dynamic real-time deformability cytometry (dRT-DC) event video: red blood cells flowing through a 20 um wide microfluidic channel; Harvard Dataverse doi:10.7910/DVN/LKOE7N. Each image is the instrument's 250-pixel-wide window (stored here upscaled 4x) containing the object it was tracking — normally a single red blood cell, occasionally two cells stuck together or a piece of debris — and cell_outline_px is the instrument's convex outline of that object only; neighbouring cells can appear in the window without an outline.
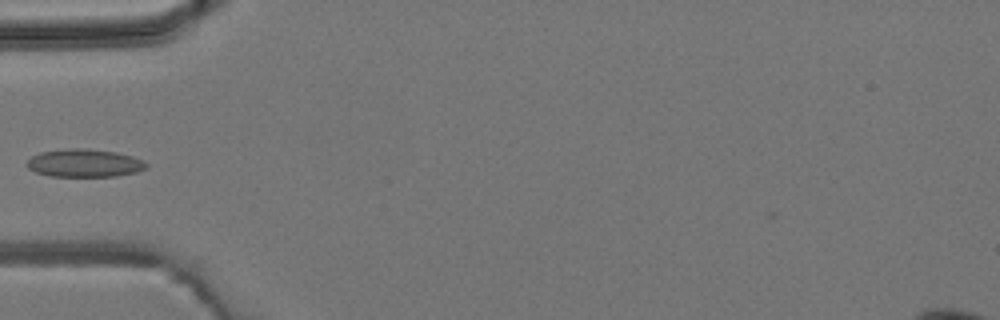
{"species": "common noctule bat (a hibernating species)", "species_latin": "Nyctalus noctula", "temperature_condition": "room temperature", "stored_images_in_passage": 4, "camera_frame_rate_fps": 3000, "um_per_image_px": 0.085, "animal": {"sex": "male", "body_mass_g": 19.2, "forearm_length_mm": 51.8}, "frame": {"image": 1, "passage_image": 4, "time_ms": 3.333, "image_size_px": [1000, 320], "cell_outline_px": [[148, 168], [136, 172], [116, 176], [52, 176], [36, 172], [28, 168], [24, 164], [32, 156], [40, 152], [68, 148], [84, 148], [116, 152], [132, 156], [148, 164]], "centroid_in_image_um": [7.16, 13.86], "position_along_channel_um": 77.8, "area_um2": 19.42}}